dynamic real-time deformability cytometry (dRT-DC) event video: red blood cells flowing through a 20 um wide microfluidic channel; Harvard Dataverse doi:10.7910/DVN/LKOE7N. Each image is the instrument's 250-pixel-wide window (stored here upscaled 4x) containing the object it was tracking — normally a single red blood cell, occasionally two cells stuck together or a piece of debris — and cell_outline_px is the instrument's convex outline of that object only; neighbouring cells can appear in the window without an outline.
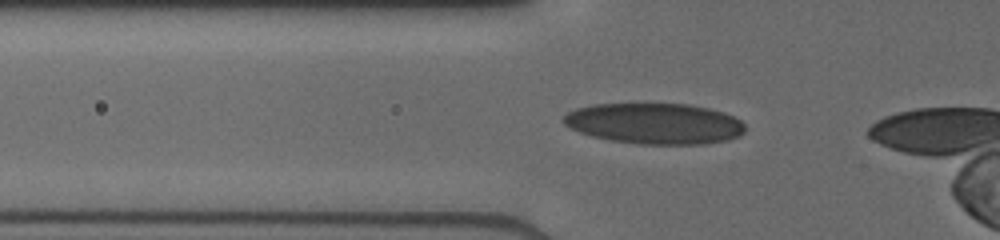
{"species": "human", "species_latin": "Homo sapiens", "temperature_condition": "cold", "stored_images_in_passage": 7, "camera_frame_rate_fps": 3000, "um_per_image_px": 0.085, "donor": {"sex": "male"}, "frame": {"image": 1, "passage_image": 4, "time_ms": 1.0, "image_size_px": [1000, 240], "cell_outline_px": [[744, 132], [740, 136], [728, 140], [704, 144], [636, 144], [608, 140], [592, 136], [580, 132], [564, 124], [560, 120], [568, 112], [576, 108], [592, 104], [688, 104], [708, 108], [724, 112], [740, 120], [744, 124]], "centroid_in_image_um": [55.63, 10.51], "position_along_channel_um": 70.2, "area_um2": 43.41}}